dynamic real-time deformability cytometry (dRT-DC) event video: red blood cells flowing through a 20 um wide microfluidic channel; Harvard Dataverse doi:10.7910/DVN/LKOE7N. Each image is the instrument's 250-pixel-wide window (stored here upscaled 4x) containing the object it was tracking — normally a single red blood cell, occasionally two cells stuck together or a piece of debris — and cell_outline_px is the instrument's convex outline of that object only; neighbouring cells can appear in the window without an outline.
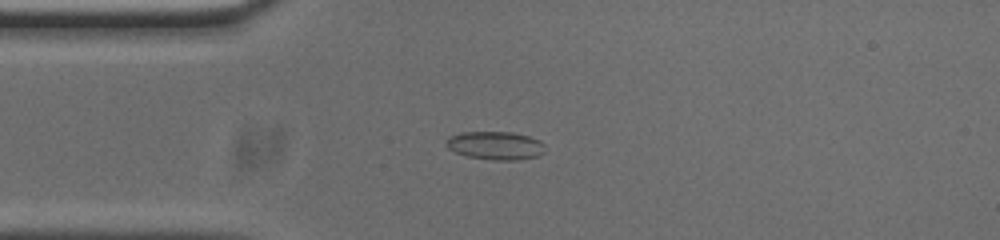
{"species": "common noctule bat (a hibernating species)", "species_latin": "Nyctalus noctula", "temperature_condition": "cold", "stored_images_in_passage": 42, "camera_frame_rate_fps": 3000, "um_per_image_px": 0.085, "animal": {"sex": "male", "body_mass_g": 20.0, "forearm_length_mm": 53.3}, "frame": {"image": 1, "passage_image": 1, "time_ms": 0.0, "image_size_px": [1000, 240], "cell_outline_px": [[544, 152], [536, 156], [516, 160], [492, 160], [468, 156], [456, 152], [448, 148], [448, 136], [460, 132], [512, 132], [528, 136], [540, 140], [544, 144]], "centroid_in_image_um": [42.13, 12.36], "position_along_channel_um": 42.9, "area_um2": 16.13}}
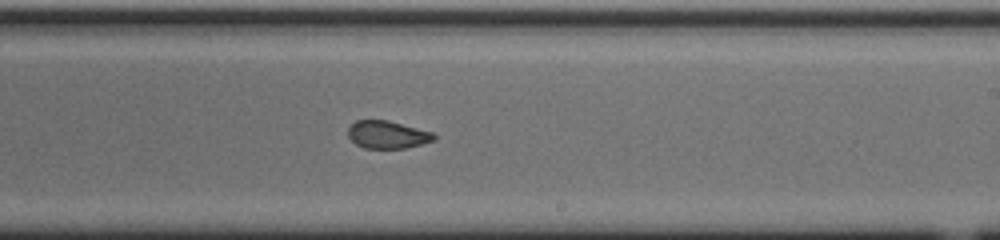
{"frame": {"image": 2, "passage_image": 19, "time_ms": 6.0, "image_size_px": [1000, 240], "cell_outline_px": [[436, 140], [404, 148], [364, 148], [356, 144], [348, 136], [348, 128], [356, 120], [388, 120], [432, 132], [436, 136]], "centroid_in_image_um": [32.92, 11.44], "position_along_channel_um": 256.1, "area_um2": 13.76}}
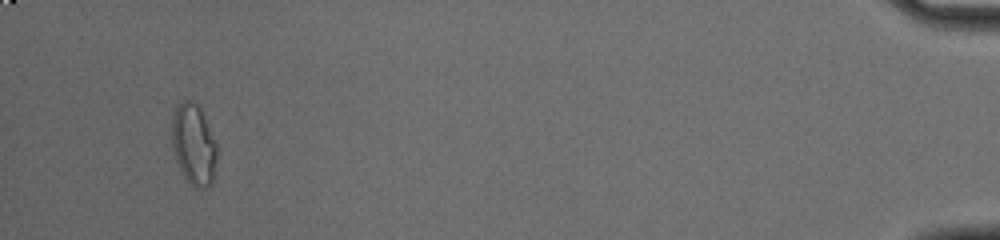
{"frame": {"image": 3, "passage_image": 39, "time_ms": 12.667, "image_size_px": [1000, 240], "cell_outline_px": [[216, 160], [212, 184], [204, 188], [192, 188], [184, 176], [176, 160], [172, 148], [172, 120], [176, 104], [184, 100], [188, 100], [196, 104], [200, 108], [216, 144]], "centroid_in_image_um": [16.44, 12.31], "position_along_channel_um": 418.8, "area_um2": 21.15}, "authors_computed_cell_mechanics": {"area_um2": 15.3459, "velocity_mm_per_s": 3.7537, "shape_relaxation_time_tau1_ms": null, "shape_relaxation_time_tau2_ms": 1.3014, "deformation_change_tau1": null, "deformation_change_tau2": 0.0489}}